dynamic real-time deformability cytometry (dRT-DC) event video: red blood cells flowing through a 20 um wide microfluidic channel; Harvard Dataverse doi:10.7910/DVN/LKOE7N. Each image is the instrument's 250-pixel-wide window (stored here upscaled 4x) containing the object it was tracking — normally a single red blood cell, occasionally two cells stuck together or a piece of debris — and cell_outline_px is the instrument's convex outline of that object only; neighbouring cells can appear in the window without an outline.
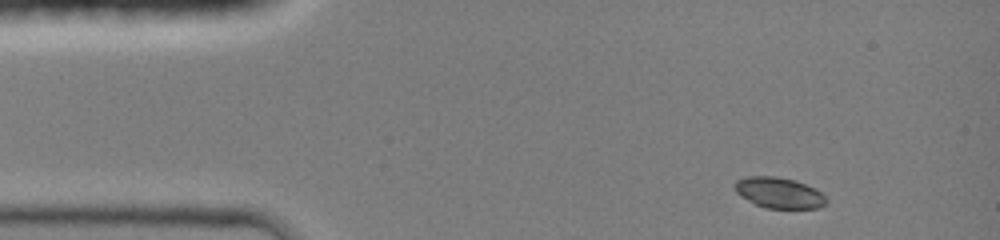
{"species": "common noctule bat (a hibernating species)", "species_latin": "Nyctalus noctula", "temperature_condition": "room temperature", "stored_images_in_passage": 29, "camera_frame_rate_fps": 3000, "um_per_image_px": 0.085, "animal": {"sex": "female", "body_mass_g": 19.0, "forearm_length_mm": 51.5}, "frame": {"image": 1, "passage_image": 1, "time_ms": 0.0, "image_size_px": [1000, 240], "cell_outline_px": [[828, 200], [824, 204], [816, 208], [764, 208], [740, 196], [736, 192], [736, 180], [744, 176], [776, 176], [796, 180], [816, 188]], "centroid_in_image_um": [66.22, 16.37], "position_along_channel_um": 18.8, "area_um2": 16.42}}
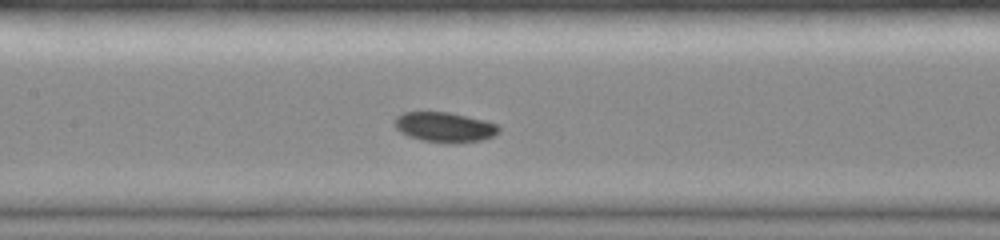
{"frame": {"image": 2, "passage_image": 12, "time_ms": 5.333, "image_size_px": [1000, 240], "cell_outline_px": [[500, 132], [492, 136], [480, 140], [424, 140], [408, 136], [400, 132], [396, 128], [396, 116], [404, 112], [448, 112], [484, 120], [500, 124]], "centroid_in_image_um": [37.8, 10.75], "position_along_channel_um": 169.6, "area_um2": 17.34}}
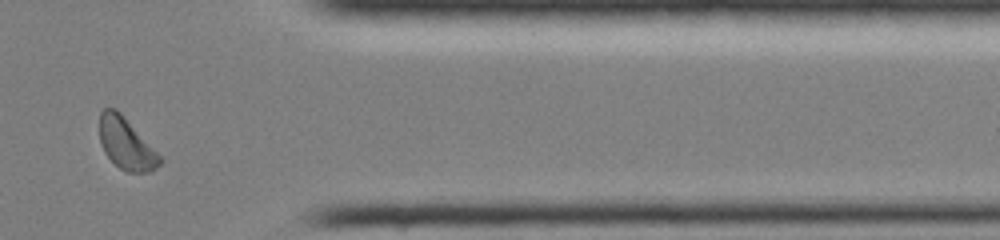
{"frame": {"image": 3, "passage_image": 23, "time_ms": 11.0, "image_size_px": [1000, 240], "cell_outline_px": [[164, 160], [152, 172], [128, 172], [120, 168], [104, 152], [100, 144], [100, 112], [104, 108], [116, 108], [120, 112]], "centroid_in_image_um": [10.72, 12.22], "position_along_channel_um": 400.7, "area_um2": 17.86}}